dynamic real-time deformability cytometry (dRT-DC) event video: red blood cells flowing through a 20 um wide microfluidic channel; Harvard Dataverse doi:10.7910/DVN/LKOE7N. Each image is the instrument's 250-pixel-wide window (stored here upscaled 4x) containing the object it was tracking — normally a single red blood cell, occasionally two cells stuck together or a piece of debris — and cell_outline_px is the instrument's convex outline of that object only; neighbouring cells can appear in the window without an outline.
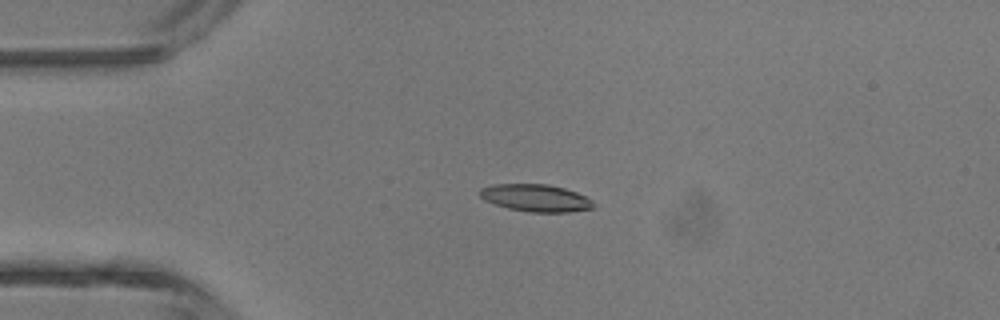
{"species": "common noctule bat (a hibernating species)", "species_latin": "Nyctalus noctula", "temperature_condition": "room temperature", "stored_images_in_passage": 5, "camera_frame_rate_fps": 3000, "um_per_image_px": 0.085, "animal": {"sex": "male", "body_mass_g": 13.3}, "frame": {"image": 1, "passage_image": 3, "time_ms": 3.0, "image_size_px": [1000, 320], "cell_outline_px": [[596, 204], [592, 208], [568, 212], [528, 212], [508, 208], [484, 200], [480, 196], [480, 188], [492, 184], [548, 184], [564, 188], [576, 192], [592, 200]], "centroid_in_image_um": [45.53, 16.82], "position_along_channel_um": 39.5, "area_um2": 18.03}}
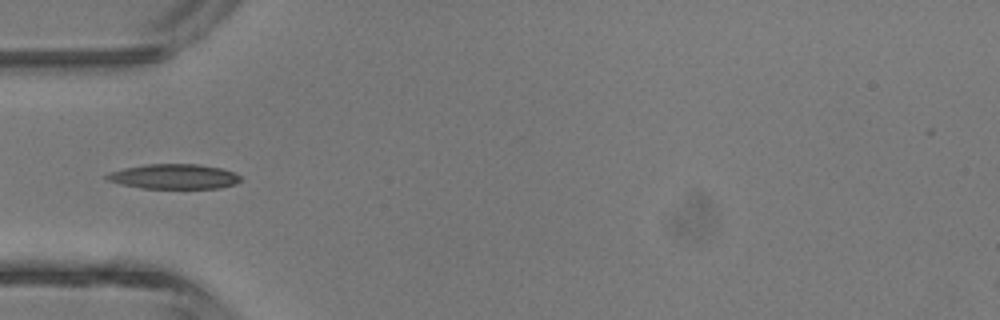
{"frame": {"image": 2, "passage_image": 4, "time_ms": 4.333, "image_size_px": [1000, 320], "cell_outline_px": [[240, 180], [236, 184], [220, 188], [140, 188], [120, 184], [108, 180], [104, 176], [108, 172], [124, 168], [144, 164], [196, 164], [220, 168], [232, 172], [240, 176]], "centroid_in_image_um": [14.75, 15.0], "position_along_channel_um": 70.3, "area_um2": 19.36}}
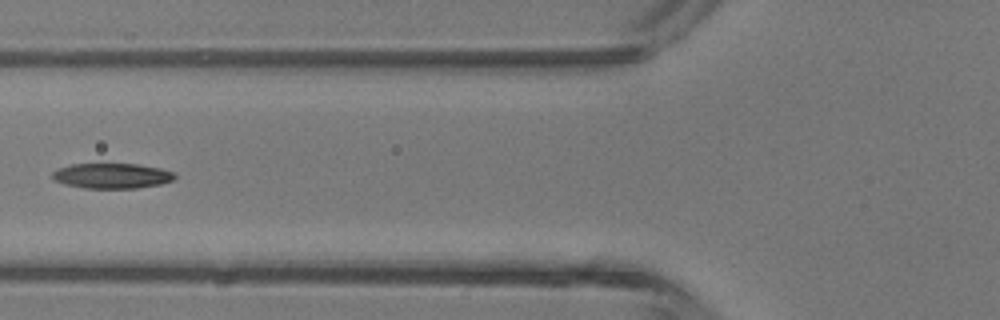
{"frame": {"image": 3, "passage_image": 5, "time_ms": 5.333, "image_size_px": [1000, 320], "cell_outline_px": [[176, 176], [172, 180], [160, 184], [136, 188], [84, 188], [64, 184], [52, 180], [52, 172], [60, 168], [72, 164], [136, 164], [160, 168], [176, 172]], "centroid_in_image_um": [9.51, 14.94], "position_along_channel_um": 116.3, "area_um2": 17.98}}